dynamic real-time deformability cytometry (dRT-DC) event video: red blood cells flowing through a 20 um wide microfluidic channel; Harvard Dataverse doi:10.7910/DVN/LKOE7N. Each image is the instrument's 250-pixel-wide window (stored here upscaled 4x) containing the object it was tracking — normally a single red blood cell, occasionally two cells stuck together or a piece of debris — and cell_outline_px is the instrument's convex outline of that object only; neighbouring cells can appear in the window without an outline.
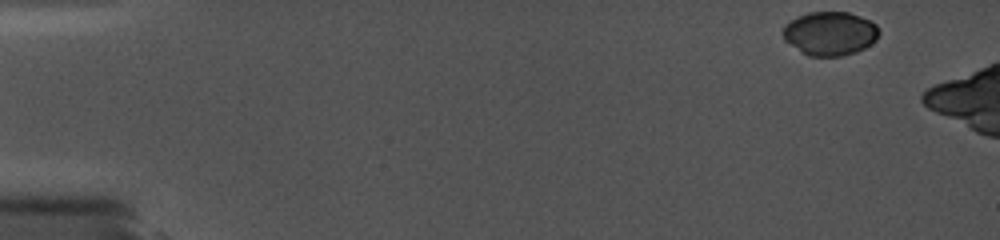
{"species": "common noctule bat (a hibernating species)", "species_latin": "Nyctalus noctula", "temperature_condition": "cold", "stored_images_in_passage": 31, "camera_frame_rate_fps": 5000, "um_per_image_px": 0.085, "animal": {"sex": "female", "body_mass_g": 19.0, "forearm_length_mm": 56.7}, "frame": {"image": 1, "passage_image": 1, "time_ms": 0.0, "image_size_px": [1000, 240], "cell_outline_px": [[880, 32], [876, 40], [872, 44], [856, 52], [844, 56], [808, 56], [800, 52], [784, 40], [780, 32], [784, 24], [796, 16], [808, 12], [848, 12], [872, 20], [880, 28]], "centroid_in_image_um": [70.53, 2.84], "position_along_channel_um": 14.5, "area_um2": 25.14}}
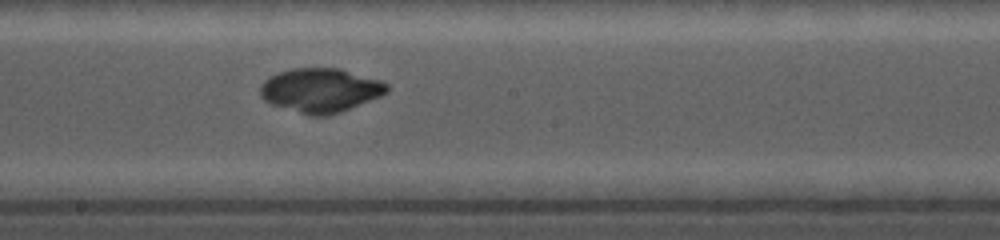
{"frame": {"image": 2, "passage_image": 17, "time_ms": 9.0, "image_size_px": [1000, 240], "cell_outline_px": [[388, 92], [380, 96], [340, 112], [328, 116], [308, 116], [272, 104], [264, 100], [260, 96], [260, 84], [268, 76], [292, 68], [340, 68], [380, 80], [388, 84]], "centroid_in_image_um": [27.21, 7.67], "position_along_channel_um": 221.0, "area_um2": 32.66}}
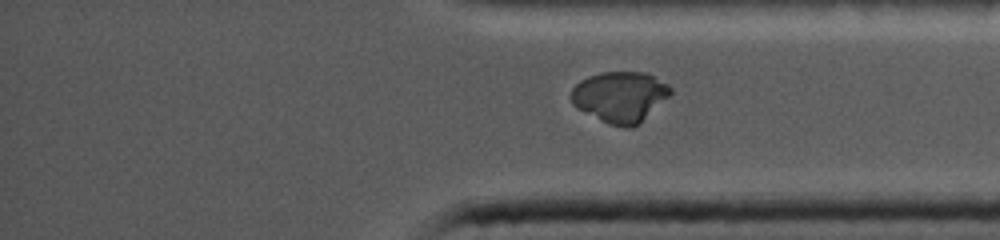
{"frame": {"image": 3, "passage_image": 31, "time_ms": 13.2, "image_size_px": [1000, 240], "cell_outline_px": [[672, 92], [640, 124], [632, 128], [624, 128], [608, 124], [600, 120], [572, 104], [572, 88], [580, 80], [588, 76], [600, 72], [644, 72], [668, 84], [672, 88]], "centroid_in_image_um": [52.71, 8.23], "position_along_channel_um": 382.5, "area_um2": 29.25}}